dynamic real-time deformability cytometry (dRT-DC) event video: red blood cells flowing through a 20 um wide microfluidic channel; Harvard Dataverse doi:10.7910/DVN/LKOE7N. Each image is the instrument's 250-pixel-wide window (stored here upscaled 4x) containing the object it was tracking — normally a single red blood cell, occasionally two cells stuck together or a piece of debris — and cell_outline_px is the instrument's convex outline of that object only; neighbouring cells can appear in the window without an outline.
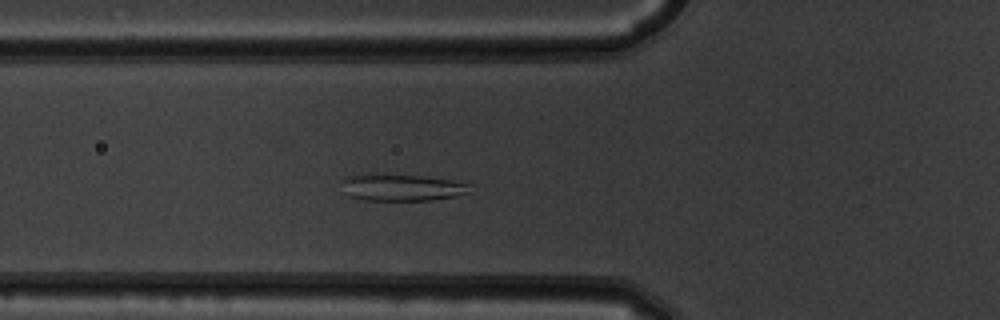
{"species": "common noctule bat (a hibernating species)", "species_latin": "Nyctalus noctula", "temperature_condition": "warm", "stored_images_in_passage": 49, "camera_frame_rate_fps": 3000, "um_per_image_px": 0.085, "animal": {"sex": "male", "body_mass_g": 19.5, "forearm_length_mm": 54.6}, "frame": {"image": 1, "passage_image": 15, "time_ms": 4.667, "image_size_px": [1000, 320], "cell_outline_px": [[472, 184], [468, 192], [456, 196], [432, 200], [364, 200], [348, 196], [340, 180], [344, 176], [360, 172], [388, 172], [452, 180]], "centroid_in_image_um": [34.05, 15.88], "position_along_channel_um": 91.8, "area_um2": 20.87}}
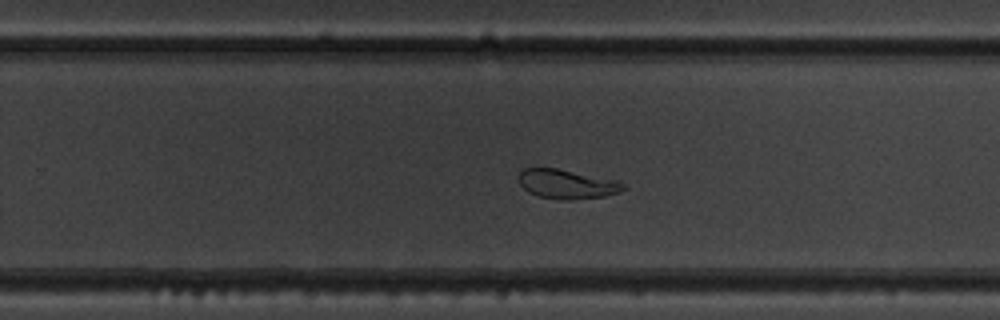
{"frame": {"image": 2, "passage_image": 30, "time_ms": 9.667, "image_size_px": [1000, 320], "cell_outline_px": [[628, 188], [620, 192], [604, 196], [572, 200], [556, 200], [540, 196], [528, 192], [520, 184], [520, 172], [524, 168], [556, 168], [616, 180], [628, 184]], "centroid_in_image_um": [48.24, 15.66], "position_along_channel_um": 281.6, "area_um2": 17.92}}
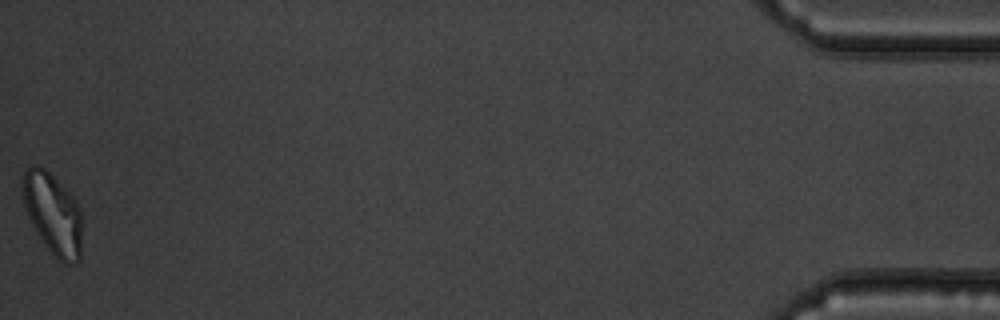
{"frame": {"image": 3, "passage_image": 49, "time_ms": 16.0, "image_size_px": [1000, 320], "cell_outline_px": [[80, 260], [76, 264], [64, 264], [56, 260], [32, 228], [24, 204], [20, 184], [20, 180], [24, 172], [32, 164], [36, 164], [44, 168], [76, 200], [80, 208]], "centroid_in_image_um": [4.45, 18.19], "position_along_channel_um": 430.8, "area_um2": 28.44}}